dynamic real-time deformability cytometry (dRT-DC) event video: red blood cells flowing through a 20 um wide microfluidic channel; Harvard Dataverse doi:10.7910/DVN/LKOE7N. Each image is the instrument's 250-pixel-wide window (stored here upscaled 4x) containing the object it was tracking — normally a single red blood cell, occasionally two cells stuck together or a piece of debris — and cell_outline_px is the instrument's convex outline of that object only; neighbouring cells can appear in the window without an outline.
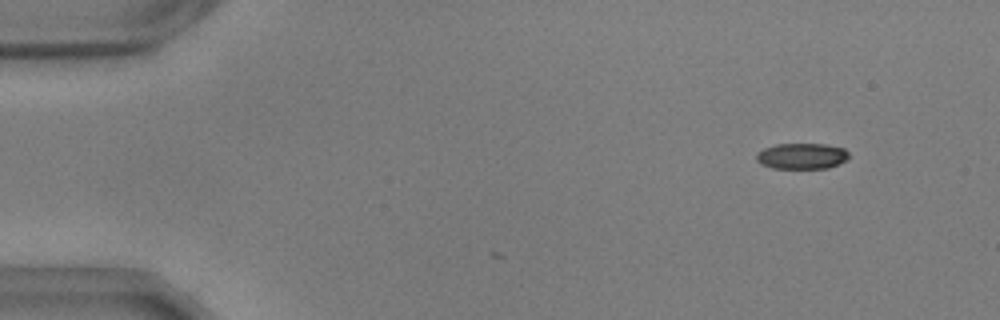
{"species": "common noctule bat (a hibernating species)", "species_latin": "Nyctalus noctula", "temperature_condition": "warm", "stored_images_in_passage": 52, "camera_frame_rate_fps": 3000, "um_per_image_px": 0.085, "animal": {"sex": "male", "body_mass_g": 17.9, "forearm_length_mm": 54.2}, "frame": {"image": 1, "passage_image": 2, "time_ms": 0.333, "image_size_px": [1000, 320], "cell_outline_px": [[848, 160], [828, 168], [772, 168], [760, 164], [756, 160], [756, 152], [764, 148], [776, 144], [824, 144], [844, 148], [848, 152]], "centroid_in_image_um": [68.14, 13.26], "position_along_channel_um": 16.9, "area_um2": 14.05}}
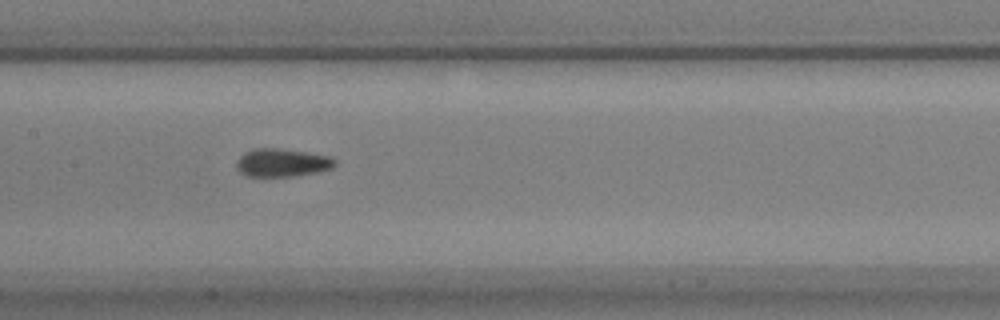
{"frame": {"image": 2, "passage_image": 24, "time_ms": 7.667, "image_size_px": [1000, 320], "cell_outline_px": [[336, 164], [332, 168], [316, 172], [292, 176], [244, 176], [236, 168], [236, 160], [244, 152], [252, 148], [280, 148], [308, 152], [332, 156], [336, 160]], "centroid_in_image_um": [23.96, 13.81], "position_along_channel_um": 183.4, "area_um2": 16.36}}
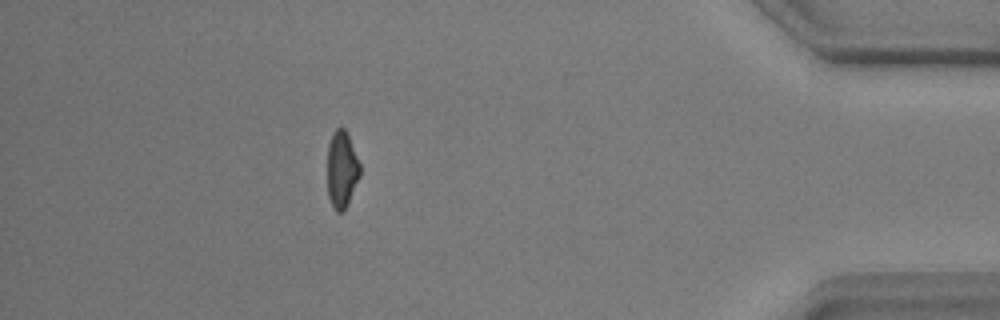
{"frame": {"image": 3, "passage_image": 46, "time_ms": 15.0, "image_size_px": [1000, 320], "cell_outline_px": [[360, 176], [348, 204], [344, 212], [336, 212], [332, 208], [328, 196], [328, 144], [332, 132], [336, 128], [344, 128], [348, 132], [360, 164]], "centroid_in_image_um": [29.05, 14.41], "position_along_channel_um": 406.1, "area_um2": 14.91}, "authors_computed_cell_mechanics": {"area_um2": 15.6927, "velocity_mm_per_s": 3.6644, "shape_relaxation_time_tau1_ms": 4.0518, "shape_relaxation_time_tau2_ms": 1.422, "deformation_change_tau1": 0.1285, "deformation_change_tau2": 0.0624}}